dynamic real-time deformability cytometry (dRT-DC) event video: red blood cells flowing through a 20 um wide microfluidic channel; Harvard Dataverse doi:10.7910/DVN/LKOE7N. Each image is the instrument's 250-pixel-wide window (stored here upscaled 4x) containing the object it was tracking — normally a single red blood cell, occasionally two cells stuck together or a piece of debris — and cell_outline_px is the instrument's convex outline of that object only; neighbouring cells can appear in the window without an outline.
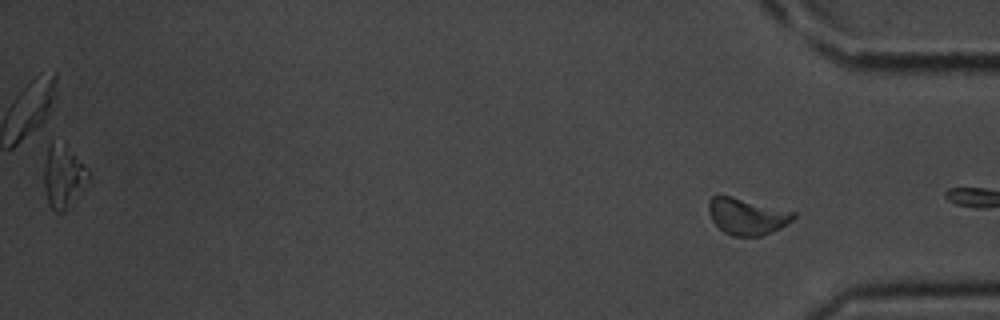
{"species": "common noctule bat (a hibernating species)", "species_latin": "Nyctalus noctula", "temperature_condition": "room temperature", "stored_images_in_passage": 29, "segment_of_instrument_passage": [2, 2], "camera_frame_rate_fps": 3000, "um_per_image_px": 0.085, "animal": {"sex": "male", "body_mass_g": 20.1, "forearm_length_mm": 53.5}, "frame": {"image": 1, "passage_image": 29, "time_ms": 9.333, "image_size_px": [1000, 320], "cell_outline_px": [[796, 216], [792, 220], [780, 228], [764, 236], [732, 236], [724, 232], [712, 220], [708, 212], [708, 200], [716, 192], [796, 212]], "centroid_in_image_um": [63.45, 18.36], "position_along_channel_um": 371.7, "area_um2": 18.38}}